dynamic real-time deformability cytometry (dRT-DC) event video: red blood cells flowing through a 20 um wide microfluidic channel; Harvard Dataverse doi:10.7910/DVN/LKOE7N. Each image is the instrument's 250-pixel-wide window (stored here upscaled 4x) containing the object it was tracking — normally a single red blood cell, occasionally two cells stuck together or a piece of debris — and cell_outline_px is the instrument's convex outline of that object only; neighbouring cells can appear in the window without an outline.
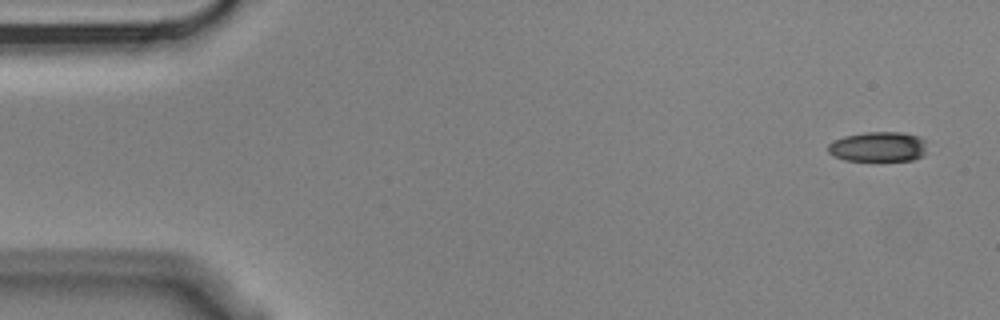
{"species": "Egyptian fruit bat (a non-hibernating species)", "species_latin": "Rousettus aegyptiacus", "temperature_condition": "cold", "stored_images_in_passage": 5, "camera_frame_rate_fps": 3000, "um_per_image_px": 0.085, "animal": {"sex": "male"}, "frame": {"image": 1, "passage_image": 1, "time_ms": 0.0, "image_size_px": [1000, 320], "cell_outline_px": [[928, 140], [924, 156], [912, 160], [844, 160], [832, 156], [828, 152], [828, 144], [832, 140], [844, 136], [868, 132], [900, 132], [920, 136]], "centroid_in_image_um": [74.68, 12.46], "position_along_channel_um": 10.3, "area_um2": 17.57}}
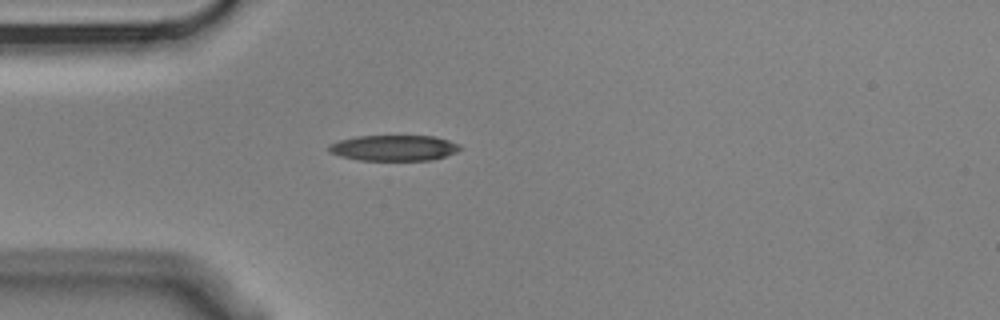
{"frame": {"image": 2, "passage_image": 5, "time_ms": 1.333, "image_size_px": [1000, 320], "cell_outline_px": [[464, 148], [456, 152], [432, 160], [360, 160], [340, 156], [332, 152], [328, 148], [328, 144], [340, 140], [356, 136], [432, 136], [448, 140], [460, 144]], "centroid_in_image_um": [33.51, 12.57], "position_along_channel_um": 51.5, "area_um2": 19.59}}